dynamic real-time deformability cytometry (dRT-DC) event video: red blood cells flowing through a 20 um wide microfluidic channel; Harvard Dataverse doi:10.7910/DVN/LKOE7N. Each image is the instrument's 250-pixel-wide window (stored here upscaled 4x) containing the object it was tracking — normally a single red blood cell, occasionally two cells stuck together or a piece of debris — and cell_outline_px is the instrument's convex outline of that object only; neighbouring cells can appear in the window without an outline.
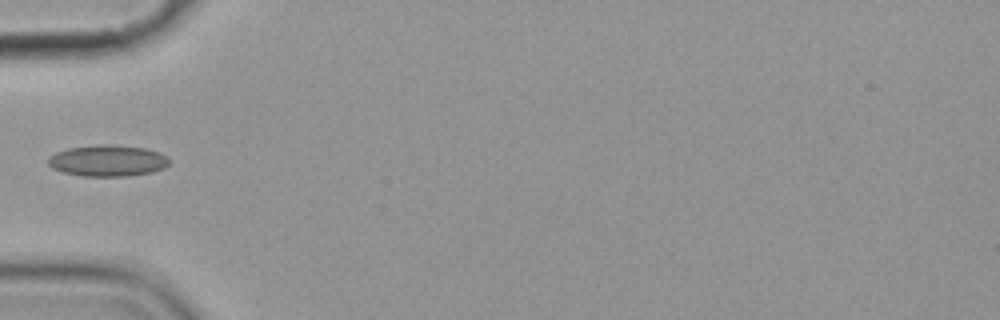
{"species": "common noctule bat (a hibernating species)", "species_latin": "Nyctalus noctula", "temperature_condition": "cold", "stored_images_in_passage": 4, "camera_frame_rate_fps": 3000, "um_per_image_px": 0.085, "animal": {"sex": "female", "body_mass_g": 19.9}, "frame": {"image": 1, "passage_image": 4, "time_ms": 4.333, "image_size_px": [1000, 320], "cell_outline_px": [[168, 164], [164, 168], [152, 172], [128, 176], [84, 176], [64, 172], [52, 168], [48, 164], [48, 156], [56, 152], [68, 148], [104, 144], [108, 144], [144, 148], [160, 152], [168, 160]], "centroid_in_image_um": [9.13, 13.66], "position_along_channel_um": 75.9, "area_um2": 21.96}}